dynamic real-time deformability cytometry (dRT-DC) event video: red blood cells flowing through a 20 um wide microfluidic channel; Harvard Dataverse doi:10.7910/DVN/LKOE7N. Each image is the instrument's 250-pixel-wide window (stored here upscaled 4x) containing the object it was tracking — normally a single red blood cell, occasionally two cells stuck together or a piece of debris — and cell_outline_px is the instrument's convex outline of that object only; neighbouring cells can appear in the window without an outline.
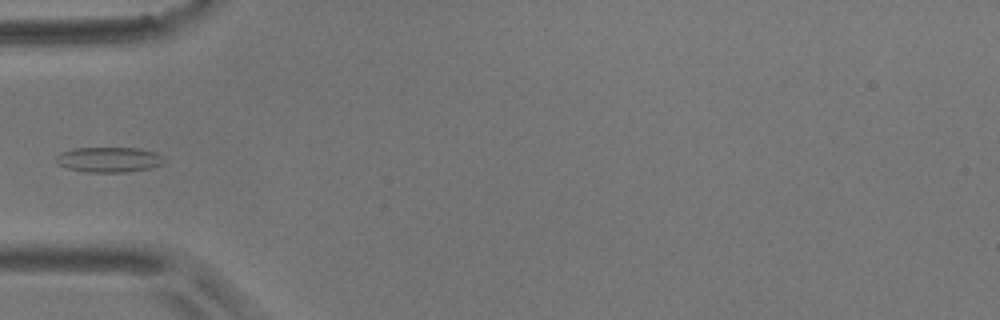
{"species": "common noctule bat (a hibernating species)", "species_latin": "Nyctalus noctula", "temperature_condition": "room temperature", "stored_images_in_passage": 10, "camera_frame_rate_fps": 3000, "um_per_image_px": 0.085, "animal": {"sex": "male", "body_mass_g": 17.9}, "frame": {"image": 1, "passage_image": 5, "time_ms": 1.333, "image_size_px": [1000, 320], "cell_outline_px": [[168, 160], [160, 164], [148, 168], [124, 172], [88, 172], [68, 168], [56, 164], [56, 156], [60, 152], [72, 148], [140, 148], [156, 152]], "centroid_in_image_um": [9.24, 13.55], "position_along_channel_um": 75.8, "area_um2": 15.9}}
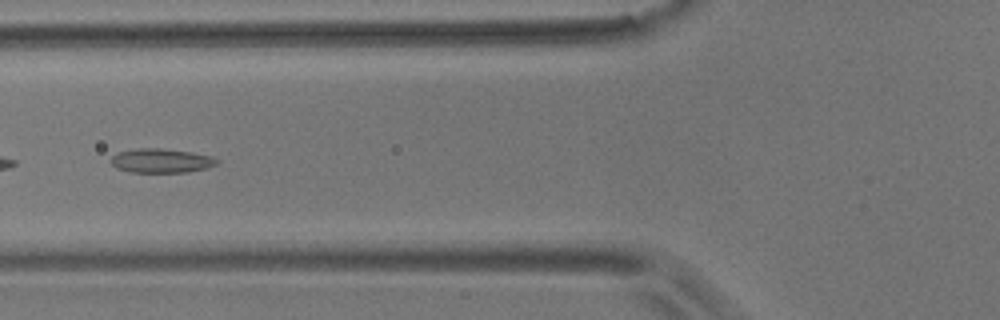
{"frame": {"image": 2, "passage_image": 6, "time_ms": 1.667, "image_size_px": [1000, 320], "cell_outline_px": [[220, 160], [216, 164], [208, 168], [188, 172], [132, 172], [116, 168], [108, 160], [112, 156], [120, 152], [136, 148], [160, 148], [192, 152], [212, 156]], "centroid_in_image_um": [13.72, 13.66], "position_along_channel_um": 112.1, "area_um2": 15.03}}
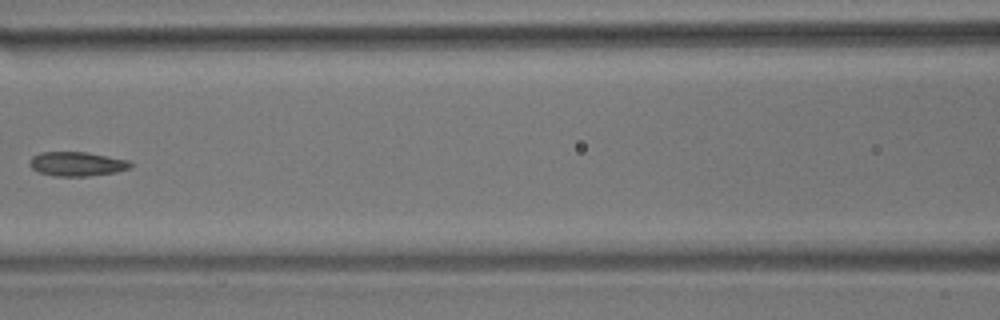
{"frame": {"image": 3, "passage_image": 7, "time_ms": 2.0, "image_size_px": [1000, 320], "cell_outline_px": [[132, 168], [116, 172], [88, 176], [56, 176], [40, 172], [32, 168], [28, 164], [32, 156], [40, 152], [88, 152], [128, 160], [132, 164]], "centroid_in_image_um": [6.55, 13.93], "position_along_channel_um": 160.0, "area_um2": 14.28}}